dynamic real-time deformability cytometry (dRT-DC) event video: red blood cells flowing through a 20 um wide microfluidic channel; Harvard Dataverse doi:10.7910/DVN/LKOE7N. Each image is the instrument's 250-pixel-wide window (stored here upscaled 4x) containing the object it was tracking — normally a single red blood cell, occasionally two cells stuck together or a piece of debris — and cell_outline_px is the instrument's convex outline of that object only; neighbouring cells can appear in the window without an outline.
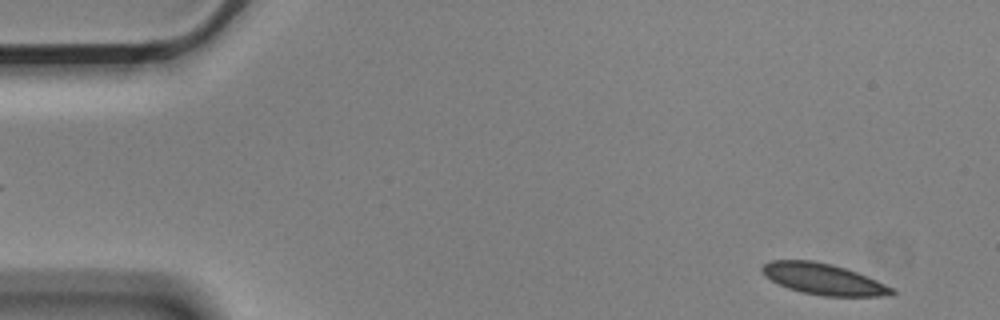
{"species": "Egyptian fruit bat (a non-hibernating species)", "species_latin": "Rousettus aegyptiacus", "temperature_condition": "cold", "stored_images_in_passage": 5, "segment_of_instrument_passage": [2, 2], "camera_frame_rate_fps": 3000, "um_per_image_px": 0.085, "animal": {"sex": "male"}, "frame": {"image": 1, "passage_image": 5, "time_ms": 1.333, "image_size_px": [1000, 320], "cell_outline_px": [[896, 292], [892, 296], [824, 296], [800, 292], [788, 288], [764, 276], [760, 268], [764, 264], [772, 260], [812, 260], [832, 264], [856, 272], [896, 288]], "centroid_in_image_um": [70.02, 23.73], "position_along_channel_um": 15.0, "area_um2": 23.58}}